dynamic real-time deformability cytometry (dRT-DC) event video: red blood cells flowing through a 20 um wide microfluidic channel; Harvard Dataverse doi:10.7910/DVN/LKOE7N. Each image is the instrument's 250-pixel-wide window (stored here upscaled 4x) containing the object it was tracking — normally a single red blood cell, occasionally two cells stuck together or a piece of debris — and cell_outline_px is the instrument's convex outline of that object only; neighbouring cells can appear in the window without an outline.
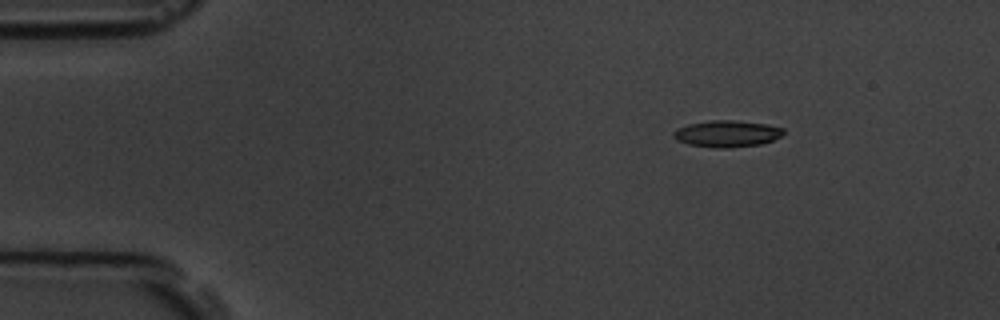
{"species": "common noctule bat (a hibernating species)", "species_latin": "Nyctalus noctula", "temperature_condition": "room temperature", "stored_images_in_passage": 5, "camera_frame_rate_fps": 3000, "um_per_image_px": 0.085, "animal": {"sex": "male", "body_mass_g": 19.5, "forearm_length_mm": 54.6}, "frame": {"image": 1, "passage_image": 2, "time_ms": 1.0, "image_size_px": [1000, 320], "cell_outline_px": [[784, 132], [780, 136], [772, 140], [760, 144], [732, 148], [712, 148], [688, 144], [676, 140], [672, 136], [672, 132], [676, 128], [688, 124], [712, 120], [732, 120], [768, 124], [784, 128]], "centroid_in_image_um": [61.75, 11.37], "position_along_channel_um": 23.2, "area_um2": 17.22}}
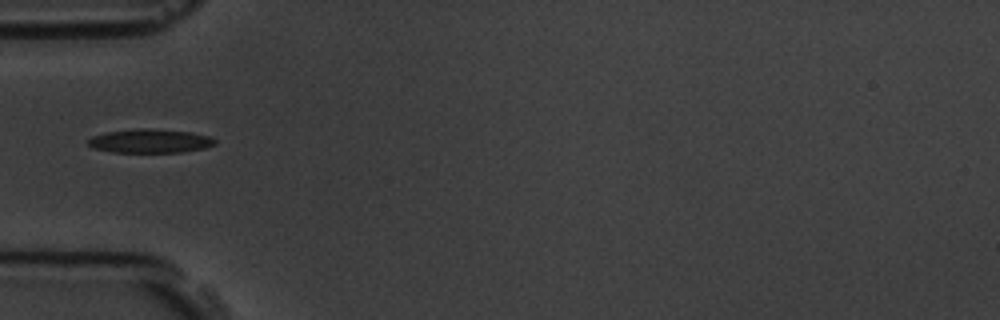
{"frame": {"image": 2, "passage_image": 4, "time_ms": 4.333, "image_size_px": [1000, 320], "cell_outline_px": [[216, 144], [204, 148], [180, 152], [112, 152], [92, 148], [88, 144], [88, 140], [92, 136], [104, 132], [136, 128], [152, 128], [192, 132], [208, 136], [216, 140]], "centroid_in_image_um": [12.73, 11.97], "position_along_channel_um": 72.3, "area_um2": 17.74}}
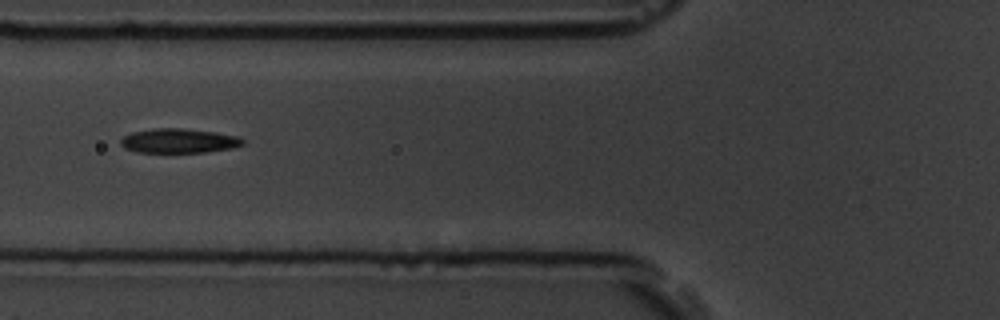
{"frame": {"image": 3, "passage_image": 5, "time_ms": 5.333, "image_size_px": [1000, 320], "cell_outline_px": [[244, 144], [232, 148], [204, 152], [136, 152], [124, 148], [120, 144], [120, 140], [124, 136], [132, 132], [152, 128], [180, 128], [216, 132], [236, 136], [244, 140]], "centroid_in_image_um": [15.17, 11.96], "position_along_channel_um": 110.6, "area_um2": 17.34}}